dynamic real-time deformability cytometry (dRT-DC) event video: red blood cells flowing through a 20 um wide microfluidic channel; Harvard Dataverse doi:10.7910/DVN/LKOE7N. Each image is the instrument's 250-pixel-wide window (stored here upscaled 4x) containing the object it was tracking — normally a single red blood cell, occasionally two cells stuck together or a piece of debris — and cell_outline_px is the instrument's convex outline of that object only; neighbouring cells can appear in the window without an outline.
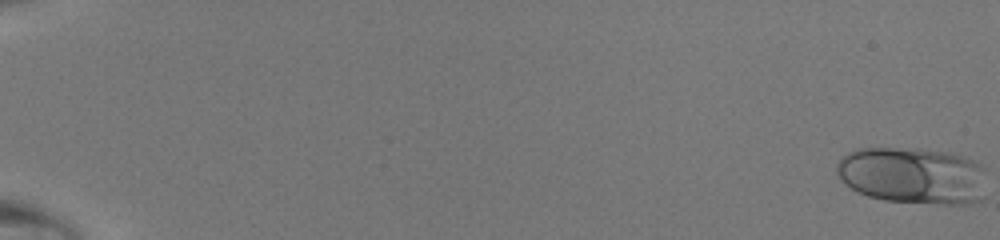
{"species": "human", "species_latin": "Homo sapiens", "temperature_condition": "room temperature", "stored_images_in_passage": 49, "camera_frame_rate_fps": 3000, "um_per_image_px": 0.085, "donor": {"sex": "male"}, "frame": {"image": 1, "passage_image": 1, "time_ms": 0.0, "image_size_px": [1000, 240], "cell_outline_px": [[984, 196], [980, 200], [972, 204], [944, 204], [884, 200], [868, 196], [852, 188], [840, 180], [836, 172], [836, 164], [848, 152], [860, 148], [916, 148], [948, 152], [964, 156], [980, 164], [984, 168]], "centroid_in_image_um": [77.6, 14.91], "position_along_channel_um": 7.4, "area_um2": 50.0}}
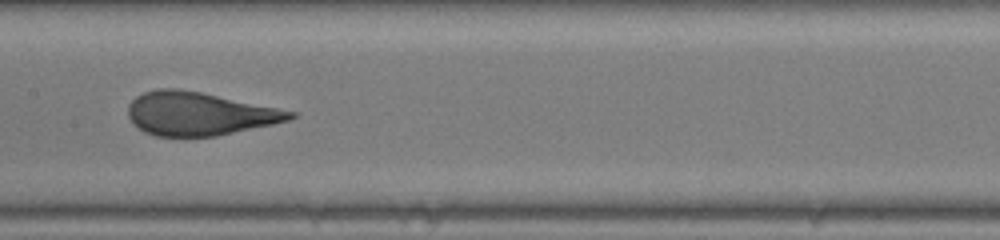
{"frame": {"image": 2, "passage_image": 28, "time_ms": 9.0, "image_size_px": [1000, 240], "cell_outline_px": [[300, 112], [296, 116], [288, 120], [272, 124], [216, 136], [156, 136], [144, 132], [132, 124], [128, 116], [128, 104], [136, 96], [144, 92], [156, 88], [180, 88]], "centroid_in_image_um": [16.91, 9.66], "position_along_channel_um": 190.5, "area_um2": 40.98}}
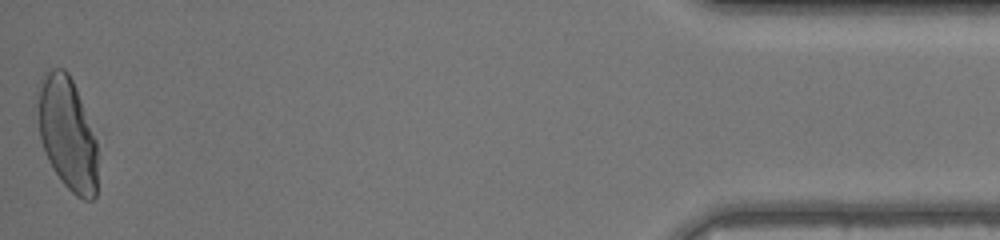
{"frame": {"image": 3, "passage_image": 49, "time_ms": 16.0, "image_size_px": [1000, 240], "cell_outline_px": [[96, 196], [92, 200], [84, 200], [76, 196], [60, 180], [52, 168], [48, 160], [40, 136], [36, 104], [36, 88], [44, 72], [48, 68], [64, 68], [68, 72], [76, 88], [96, 140]], "centroid_in_image_um": [5.68, 11.3], "position_along_channel_um": 429.5, "area_um2": 39.65}}